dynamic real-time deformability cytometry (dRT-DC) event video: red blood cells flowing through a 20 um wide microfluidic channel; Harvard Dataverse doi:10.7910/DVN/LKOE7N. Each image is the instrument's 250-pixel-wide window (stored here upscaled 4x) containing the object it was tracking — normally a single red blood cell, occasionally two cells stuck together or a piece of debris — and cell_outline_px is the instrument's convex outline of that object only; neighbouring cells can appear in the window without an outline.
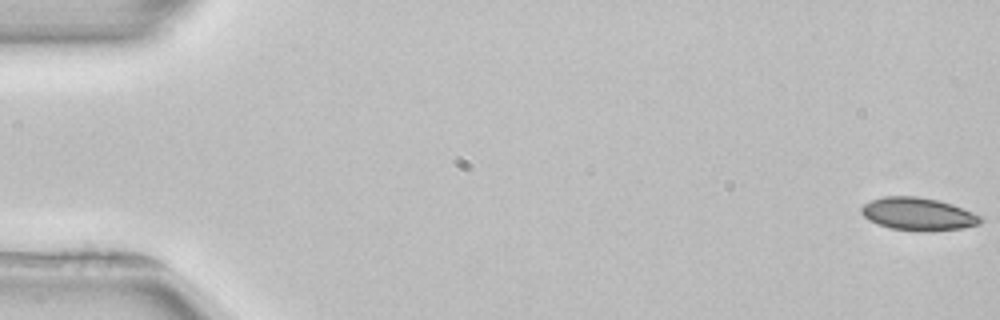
{"species": "common noctule bat (a hibernating species)", "species_latin": "Nyctalus noctula", "temperature_condition": "room temperature", "stored_images_in_passage": 54, "camera_frame_rate_fps": 3000, "um_per_image_px": 0.085, "animal": {"sex": "female", "body_mass_g": 22.7, "forearm_length_mm": 54.2}, "frame": {"image": 1, "passage_image": 1, "time_ms": 0.0, "image_size_px": [1000, 320], "cell_outline_px": [[984, 220], [980, 224], [960, 228], [888, 228], [876, 224], [868, 220], [860, 212], [860, 208], [864, 204], [872, 200], [884, 196], [916, 196], [940, 200], [952, 204], [984, 216]], "centroid_in_image_um": [78.03, 18.13], "position_along_channel_um": 7.0, "area_um2": 22.08}}
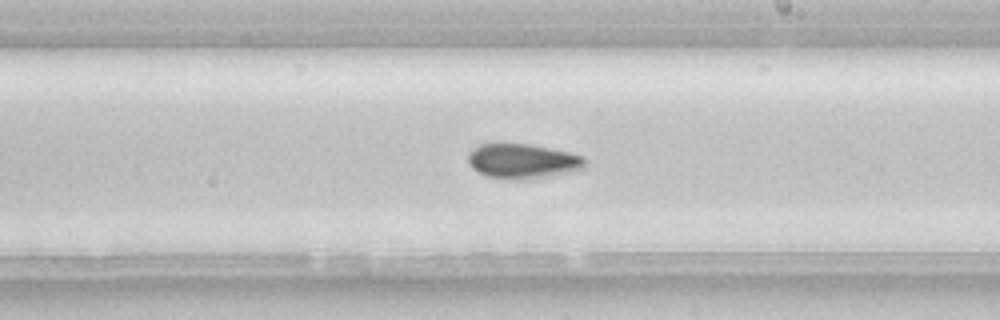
{"frame": {"image": 2, "passage_image": 31, "time_ms": 10.0, "image_size_px": [1000, 320], "cell_outline_px": [[588, 160], [584, 168], [552, 176], [516, 180], [488, 176], [472, 168], [468, 164], [468, 152], [472, 148], [480, 144], [532, 144], [568, 152], [584, 156]], "centroid_in_image_um": [44.44, 13.69], "position_along_channel_um": 244.6, "area_um2": 23.76}, "authors_computed_cell_mechanics": {"area_um2": 22.7732, "velocity_mm_per_s": 3.9234, "shape_relaxation_time_tau1_ms": 5.3394, "shape_relaxation_time_tau2_ms": null, "deformation_change_tau1": 0.0844, "deformation_change_tau2": null}}